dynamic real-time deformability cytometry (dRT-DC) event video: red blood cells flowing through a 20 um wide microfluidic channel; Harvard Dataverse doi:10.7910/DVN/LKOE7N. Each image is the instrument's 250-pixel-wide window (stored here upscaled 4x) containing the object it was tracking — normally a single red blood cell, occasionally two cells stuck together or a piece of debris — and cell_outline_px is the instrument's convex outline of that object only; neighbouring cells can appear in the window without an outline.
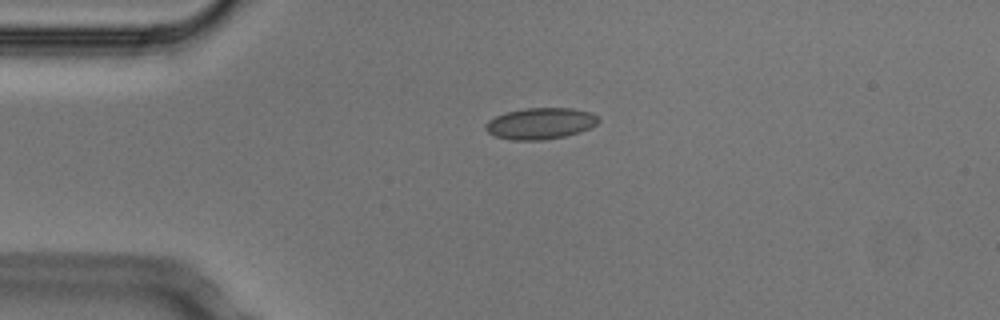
{"species": "Egyptian fruit bat (a non-hibernating species)", "species_latin": "Rousettus aegyptiacus", "temperature_condition": "cold", "stored_images_in_passage": 6, "camera_frame_rate_fps": 3000, "um_per_image_px": 0.085, "animal": {"sex": "male"}, "frame": {"image": 1, "passage_image": 1, "time_ms": 0.0, "image_size_px": [1000, 320], "cell_outline_px": [[600, 120], [596, 124], [580, 132], [564, 136], [544, 140], [512, 140], [496, 136], [488, 132], [484, 128], [484, 124], [488, 120], [496, 116], [508, 112], [524, 108], [572, 108], [592, 112]], "centroid_in_image_um": [45.92, 10.49], "position_along_channel_um": 39.1, "area_um2": 20.58}}
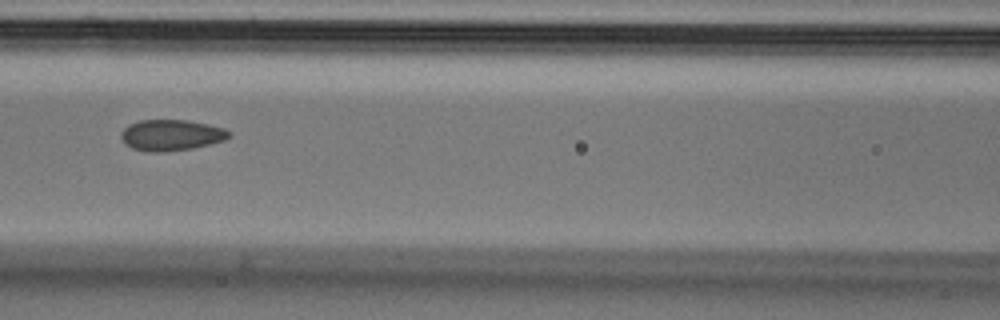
{"frame": {"image": 2, "passage_image": 4, "time_ms": 1.0, "image_size_px": [1000, 320], "cell_outline_px": [[232, 136], [224, 140], [192, 148], [160, 152], [148, 152], [132, 148], [124, 144], [120, 136], [120, 132], [128, 124], [140, 120], [188, 120], [208, 124], [224, 128], [232, 132]], "centroid_in_image_um": [14.54, 11.48], "position_along_channel_um": 152.1, "area_um2": 19.65}}
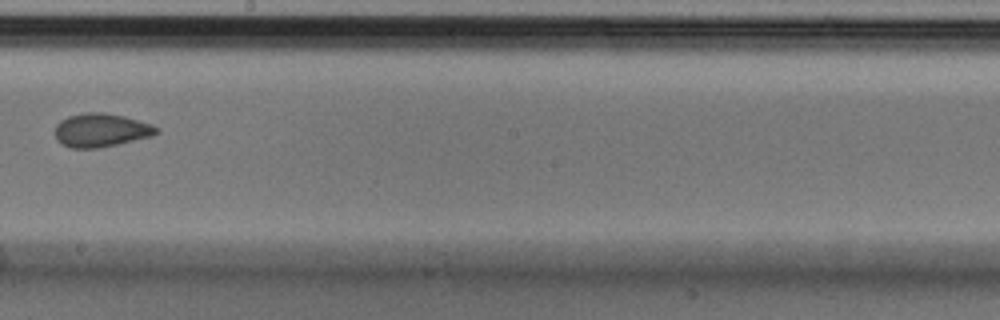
{"frame": {"image": 3, "passage_image": 6, "time_ms": 1.667, "image_size_px": [1000, 320], "cell_outline_px": [[160, 132], [152, 136], [116, 144], [96, 148], [72, 148], [60, 144], [56, 140], [56, 124], [60, 120], [68, 116], [88, 112], [104, 112], [124, 116], [152, 124], [160, 128]], "centroid_in_image_um": [8.59, 11.06], "position_along_channel_um": 239.6, "area_um2": 19.88}}